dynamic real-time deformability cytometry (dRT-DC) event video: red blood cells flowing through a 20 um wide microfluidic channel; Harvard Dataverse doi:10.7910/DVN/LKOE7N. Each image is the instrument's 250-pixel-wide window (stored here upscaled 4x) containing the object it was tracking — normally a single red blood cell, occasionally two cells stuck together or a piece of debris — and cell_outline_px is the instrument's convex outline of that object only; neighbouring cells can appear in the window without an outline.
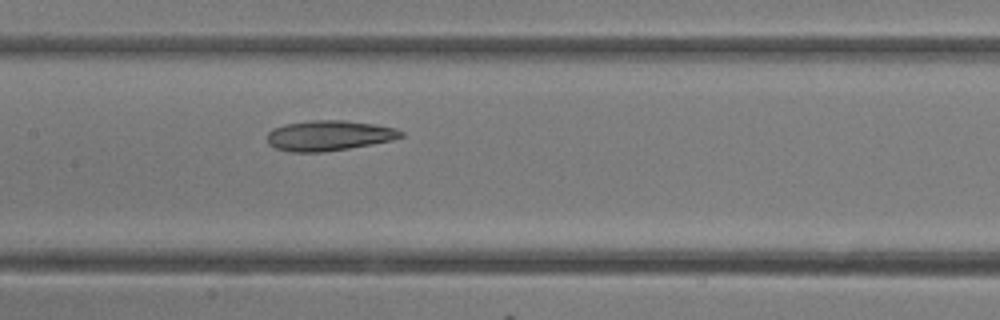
{"species": "common noctule bat (a hibernating species)", "species_latin": "Nyctalus noctula", "temperature_condition": "room temperature", "stored_images_in_passage": 18, "camera_frame_rate_fps": 3000, "um_per_image_px": 0.085, "animal": {"sex": "female"}, "frame": {"image": 1, "passage_image": 16, "time_ms": 5.0, "image_size_px": [1000, 320], "cell_outline_px": [[404, 136], [392, 140], [372, 144], [324, 152], [288, 152], [276, 148], [268, 144], [268, 132], [272, 128], [284, 124], [308, 120], [344, 120], [372, 124], [396, 128], [404, 132]], "centroid_in_image_um": [27.94, 11.52], "position_along_channel_um": 179.5, "area_um2": 23.7}}
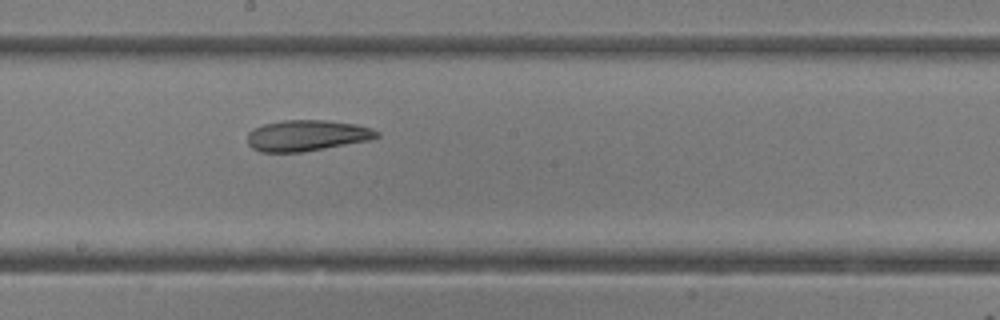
{"frame": {"image": 2, "passage_image": 18, "time_ms": 5.667, "image_size_px": [1000, 320], "cell_outline_px": [[380, 136], [372, 140], [304, 152], [260, 152], [252, 148], [248, 144], [248, 132], [252, 128], [264, 124], [284, 120], [324, 120], [356, 124], [372, 128], [380, 132]], "centroid_in_image_um": [26.11, 11.52], "position_along_channel_um": 222.1, "area_um2": 23.64}}